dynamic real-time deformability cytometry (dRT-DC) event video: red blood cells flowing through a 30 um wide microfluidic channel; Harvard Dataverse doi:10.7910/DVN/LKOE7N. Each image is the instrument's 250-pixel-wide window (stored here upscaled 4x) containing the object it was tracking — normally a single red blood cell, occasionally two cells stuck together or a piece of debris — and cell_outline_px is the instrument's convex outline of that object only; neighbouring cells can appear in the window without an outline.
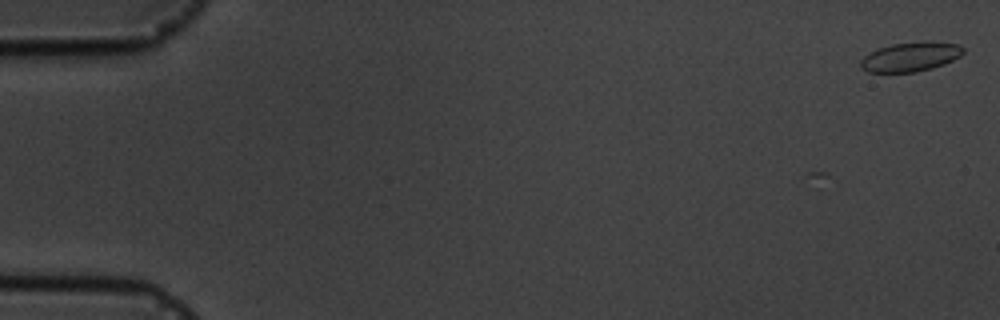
{"species": "common noctule bat (a hibernating species)", "species_latin": "Nyctalus noctula", "temperature_condition": "cold", "stored_images_in_passage": 2, "camera_frame_rate_fps": 3000, "um_per_image_px": 0.085, "animal": {"sex": "male", "body_mass_g": 19.5, "forearm_length_mm": 54.6}, "frame": {"image": 1, "passage_image": 2, "time_ms": 1.0, "image_size_px": [1000, 320], "cell_outline_px": [[964, 52], [960, 56], [944, 64], [932, 68], [916, 72], [868, 72], [860, 68], [860, 60], [864, 56], [880, 48], [892, 44], [924, 40], [932, 40], [960, 44], [964, 48]], "centroid_in_image_um": [77.44, 4.81], "position_along_channel_um": 7.6, "area_um2": 17.8}}